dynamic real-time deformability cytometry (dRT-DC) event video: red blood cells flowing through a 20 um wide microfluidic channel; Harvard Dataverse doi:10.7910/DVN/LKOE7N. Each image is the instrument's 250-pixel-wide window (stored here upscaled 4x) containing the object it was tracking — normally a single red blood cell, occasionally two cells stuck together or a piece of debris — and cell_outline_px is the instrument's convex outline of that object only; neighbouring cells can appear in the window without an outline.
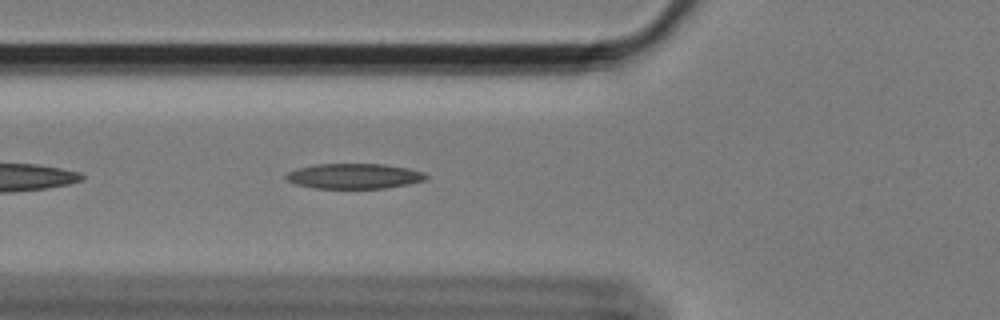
{"species": "Egyptian fruit bat (a non-hibernating species)", "species_latin": "Rousettus aegyptiacus", "temperature_condition": "cold", "stored_images_in_passage": 36, "camera_frame_rate_fps": 3000, "um_per_image_px": 0.085, "animal": {"sex": "female"}, "frame": {"image": 1, "passage_image": 6, "time_ms": 1.667, "image_size_px": [1000, 320], "cell_outline_px": [[428, 176], [424, 180], [408, 184], [384, 188], [312, 188], [296, 184], [288, 180], [284, 176], [288, 172], [296, 168], [316, 164], [384, 164], [408, 168], [424, 172]], "centroid_in_image_um": [30.09, 14.96], "position_along_channel_um": 95.7, "area_um2": 20.52}}
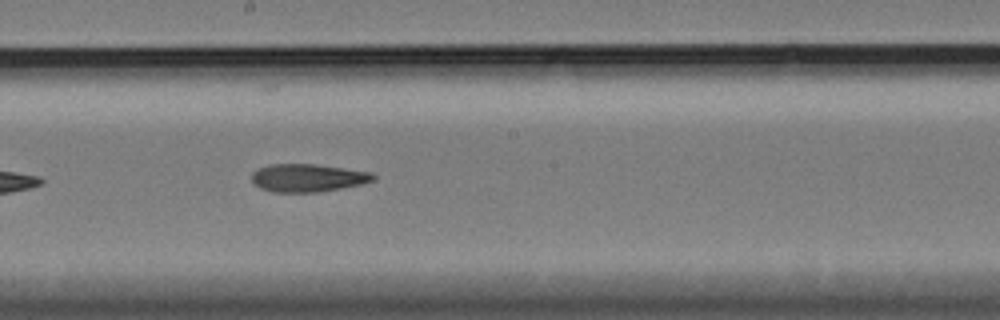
{"frame": {"image": 2, "passage_image": 17, "time_ms": 5.333, "image_size_px": [1000, 320], "cell_outline_px": [[376, 180], [360, 184], [320, 192], [272, 192], [260, 188], [252, 180], [252, 172], [260, 168], [272, 164], [316, 164], [372, 172], [376, 176]], "centroid_in_image_um": [26.18, 15.12], "position_along_channel_um": 222.0, "area_um2": 19.71}}
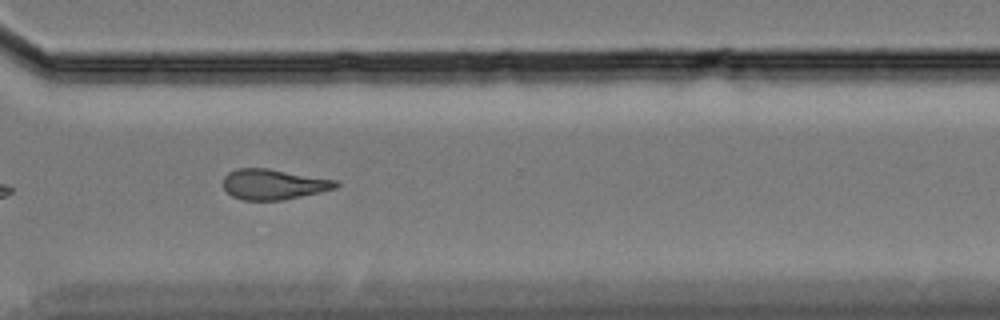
{"frame": {"image": 3, "passage_image": 28, "time_ms": 9.0, "image_size_px": [1000, 320], "cell_outline_px": [[340, 184], [336, 188], [320, 192], [284, 200], [244, 200], [232, 196], [224, 188], [224, 176], [228, 172], [236, 168], [268, 168], [336, 180]], "centroid_in_image_um": [23.25, 15.66], "position_along_channel_um": 347.4, "area_um2": 19.94}, "authors_computed_cell_mechanics": {"area_um2": 19.941, "velocity_mm_per_s": 3.4278, "shape_relaxation_time_tau1_ms": null, "shape_relaxation_time_tau2_ms": 5.714, "deformation_change_tau1": null, "deformation_change_tau2": 0.1687}}